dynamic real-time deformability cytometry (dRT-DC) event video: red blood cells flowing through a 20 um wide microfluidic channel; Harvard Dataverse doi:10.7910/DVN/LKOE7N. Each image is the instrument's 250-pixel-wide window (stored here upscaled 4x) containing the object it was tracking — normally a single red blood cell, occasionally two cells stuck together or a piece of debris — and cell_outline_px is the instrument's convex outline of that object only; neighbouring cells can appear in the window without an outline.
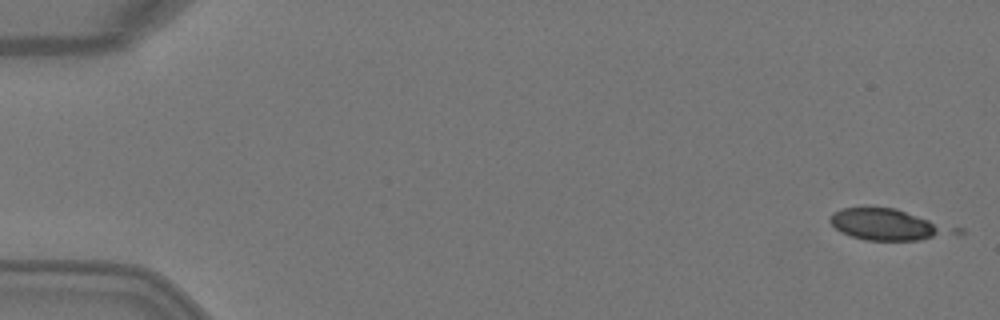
{"species": "Egyptian fruit bat (a non-hibernating species)", "species_latin": "Rousettus aegyptiacus", "temperature_condition": "warm", "stored_images_in_passage": 2, "camera_frame_rate_fps": 3000, "um_per_image_px": 0.085, "animal": {"sex": "female"}, "frame": {"image": 1, "passage_image": 1, "time_ms": 0.0, "image_size_px": [1000, 320], "cell_outline_px": [[940, 232], [932, 236], [916, 240], [868, 240], [852, 236], [840, 232], [828, 220], [832, 212], [844, 208], [864, 204], [896, 208], [928, 220], [940, 228]], "centroid_in_image_um": [74.95, 19.0], "position_along_channel_um": 10.1, "area_um2": 20.92}}